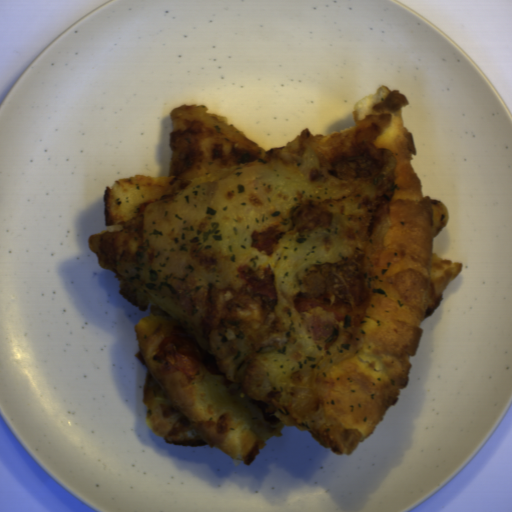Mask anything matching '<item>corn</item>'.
Returning a JSON list of instances; mask_svg holds the SVG:
<instances>
[{"instance_id":"1","label":"corn","mask_w":512,"mask_h":512,"mask_svg":"<svg viewBox=\"0 0 512 512\" xmlns=\"http://www.w3.org/2000/svg\"><path fill=\"white\" fill-rule=\"evenodd\" d=\"M145 419H146V423H147L148 427L151 429V431L156 433L154 428H153V426H152V424H151V422H150L148 414H146Z\"/></svg>"}]
</instances>
